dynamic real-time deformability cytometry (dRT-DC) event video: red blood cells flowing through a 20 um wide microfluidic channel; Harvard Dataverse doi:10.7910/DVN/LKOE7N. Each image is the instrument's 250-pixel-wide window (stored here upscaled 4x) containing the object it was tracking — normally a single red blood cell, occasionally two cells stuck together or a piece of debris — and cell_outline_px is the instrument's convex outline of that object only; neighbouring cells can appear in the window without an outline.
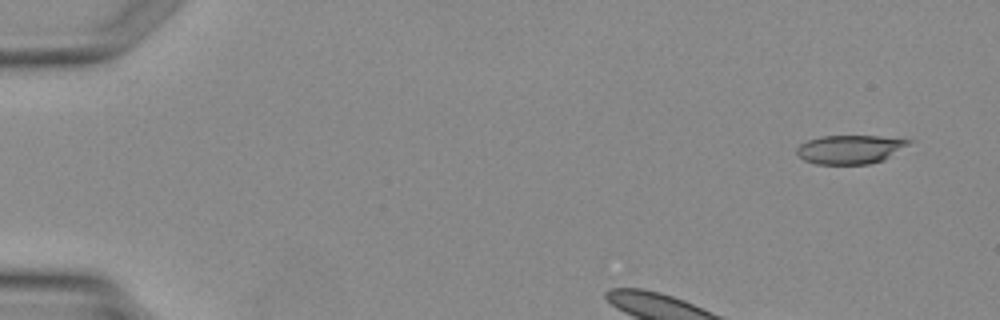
{"species": "Egyptian fruit bat (a non-hibernating species)", "species_latin": "Rousettus aegyptiacus", "temperature_condition": "warm", "stored_images_in_passage": 3, "camera_frame_rate_fps": 3000, "um_per_image_px": 0.085, "animal": {"sex": "female"}, "frame": {"image": 1, "passage_image": 1, "time_ms": 0.0, "image_size_px": [1000, 320], "cell_outline_px": [[916, 140], [884, 160], [868, 164], [816, 164], [804, 160], [796, 152], [796, 148], [800, 144], [808, 140], [820, 136], [876, 136]], "centroid_in_image_um": [72.26, 12.69], "position_along_channel_um": 12.7, "area_um2": 18.79}}